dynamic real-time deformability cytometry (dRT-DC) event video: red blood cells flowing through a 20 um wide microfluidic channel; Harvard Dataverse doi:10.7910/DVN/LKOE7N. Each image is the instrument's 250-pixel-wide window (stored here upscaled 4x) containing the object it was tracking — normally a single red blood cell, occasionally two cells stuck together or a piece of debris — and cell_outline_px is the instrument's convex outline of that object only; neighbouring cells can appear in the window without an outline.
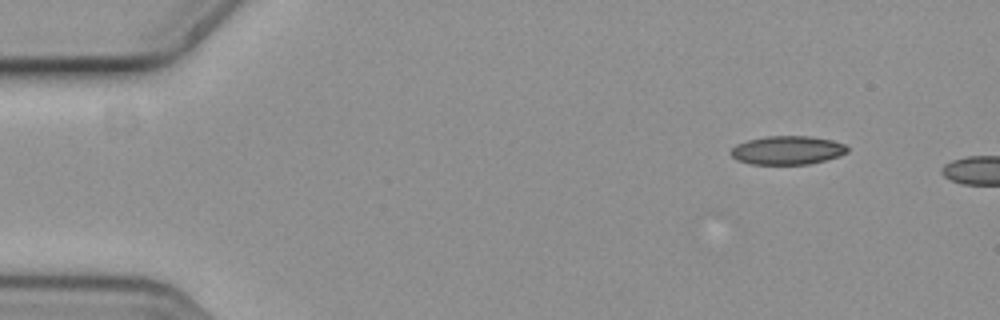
{"species": "common noctule bat (a hibernating species)", "species_latin": "Nyctalus noctula", "temperature_condition": "cold", "stored_images_in_passage": 3, "camera_frame_rate_fps": 3000, "um_per_image_px": 0.085, "animal": {"sex": "female", "body_mass_g": 19.3, "forearm_length_mm": 54.1}, "frame": {"image": 1, "passage_image": 1, "time_ms": 0.0, "image_size_px": [1000, 320], "cell_outline_px": [[848, 152], [824, 160], [808, 164], [752, 164], [736, 160], [728, 152], [736, 144], [748, 140], [764, 136], [808, 136], [832, 140], [844, 144], [848, 148]], "centroid_in_image_um": [66.88, 12.76], "position_along_channel_um": 18.1, "area_um2": 19.36}}